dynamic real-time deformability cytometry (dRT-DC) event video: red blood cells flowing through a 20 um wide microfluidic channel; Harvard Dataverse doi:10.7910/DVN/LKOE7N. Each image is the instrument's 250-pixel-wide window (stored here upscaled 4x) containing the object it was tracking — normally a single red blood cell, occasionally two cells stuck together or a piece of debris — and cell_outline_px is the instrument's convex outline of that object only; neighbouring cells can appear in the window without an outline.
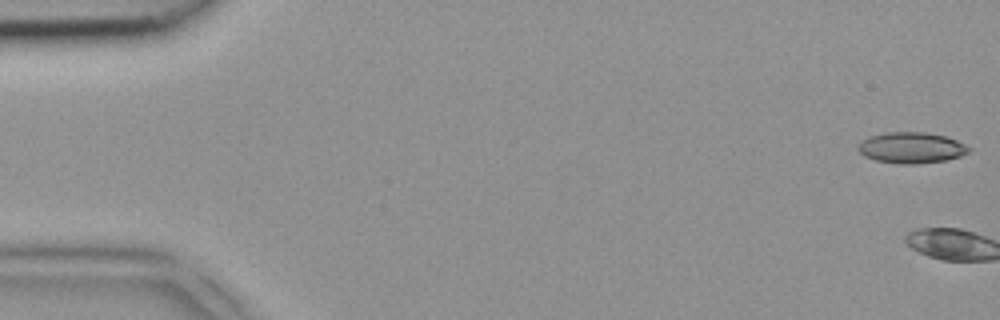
{"species": "common noctule bat (a hibernating species)", "species_latin": "Nyctalus noctula", "temperature_condition": "room temperature", "stored_images_in_passage": 3, "camera_frame_rate_fps": 3000, "um_per_image_px": 0.085, "animal": {"sex": "female", "body_mass_g": 18.4}, "frame": {"image": 1, "passage_image": 1, "time_ms": 0.0, "image_size_px": [1000, 320], "cell_outline_px": [[972, 148], [968, 152], [960, 156], [948, 160], [916, 164], [900, 164], [876, 160], [864, 156], [856, 148], [868, 136], [888, 132], [924, 132], [948, 136]], "centroid_in_image_um": [77.49, 12.56], "position_along_channel_um": 7.5, "area_um2": 20.06}}